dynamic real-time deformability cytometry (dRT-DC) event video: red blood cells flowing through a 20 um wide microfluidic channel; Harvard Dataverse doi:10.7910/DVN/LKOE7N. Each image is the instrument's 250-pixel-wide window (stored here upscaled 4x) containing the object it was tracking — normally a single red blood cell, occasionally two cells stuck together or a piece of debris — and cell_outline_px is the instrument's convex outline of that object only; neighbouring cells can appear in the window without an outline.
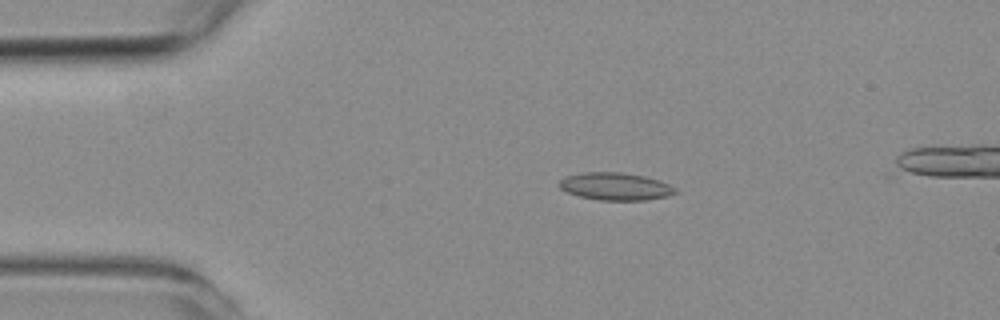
{"species": "common noctule bat (a hibernating species)", "species_latin": "Nyctalus noctula", "temperature_condition": "room temperature", "stored_images_in_passage": 42, "camera_frame_rate_fps": 3000, "um_per_image_px": 0.085, "animal": {"sex": "female", "body_mass_g": 19.3, "forearm_length_mm": 54.1}, "frame": {"image": 1, "passage_image": 1, "time_ms": 0.0, "image_size_px": [1000, 320], "cell_outline_px": [[680, 192], [668, 196], [648, 200], [600, 200], [580, 196], [568, 192], [560, 188], [560, 180], [568, 176], [584, 172], [620, 172], [644, 176], [660, 180], [676, 188]], "centroid_in_image_um": [52.38, 15.85], "position_along_channel_um": 32.6, "area_um2": 18.55}}
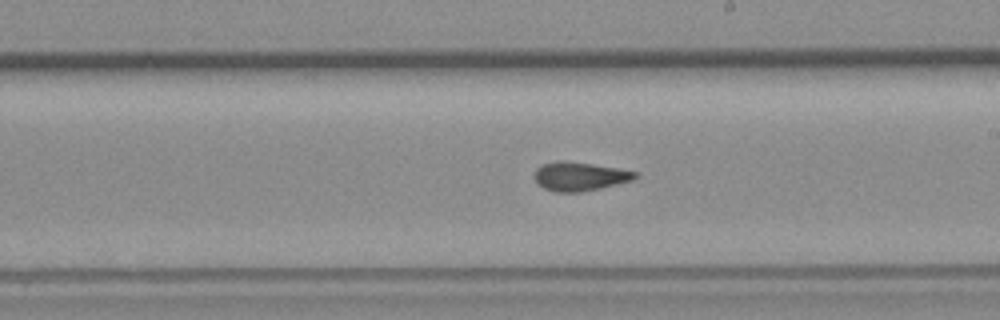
{"frame": {"image": 2, "passage_image": 21, "time_ms": 6.667, "image_size_px": [1000, 320], "cell_outline_px": [[640, 176], [632, 180], [600, 188], [580, 192], [556, 192], [544, 188], [536, 184], [532, 176], [536, 168], [540, 164], [556, 160], [564, 160], [620, 168], [636, 172]], "centroid_in_image_um": [49.21, 14.98], "position_along_channel_um": 239.8, "area_um2": 17.22}}
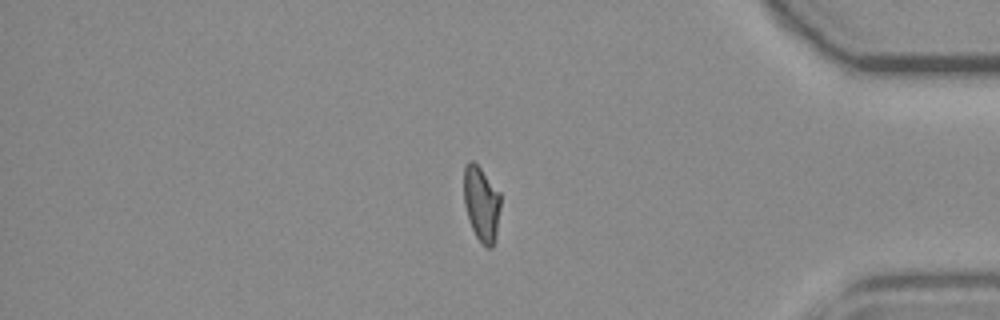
{"frame": {"image": 3, "passage_image": 36, "time_ms": 11.667, "image_size_px": [1000, 320], "cell_outline_px": [[500, 208], [496, 236], [492, 248], [488, 248], [476, 236], [468, 220], [464, 204], [464, 168], [468, 160], [472, 160], [480, 168], [500, 192]], "centroid_in_image_um": [40.91, 17.31], "position_along_channel_um": 394.3, "area_um2": 16.01}}